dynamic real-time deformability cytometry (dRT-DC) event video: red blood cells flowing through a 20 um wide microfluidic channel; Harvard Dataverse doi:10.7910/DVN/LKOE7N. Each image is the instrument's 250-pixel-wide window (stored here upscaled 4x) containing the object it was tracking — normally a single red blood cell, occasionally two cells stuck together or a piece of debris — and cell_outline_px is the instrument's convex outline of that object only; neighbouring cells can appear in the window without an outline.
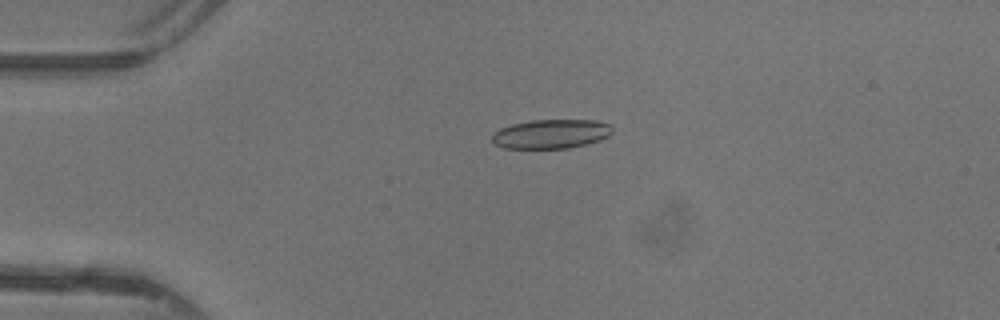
{"species": "common noctule bat (a hibernating species)", "species_latin": "Nyctalus noctula", "temperature_condition": "warm", "stored_images_in_passage": 46, "camera_frame_rate_fps": 3000, "um_per_image_px": 0.085, "animal": {"sex": "female"}, "frame": {"image": 1, "passage_image": 10, "time_ms": 3.0, "image_size_px": [1000, 320], "cell_outline_px": [[612, 132], [608, 136], [600, 140], [568, 148], [504, 148], [496, 144], [492, 140], [492, 132], [500, 128], [512, 124], [532, 120], [596, 120], [612, 124]], "centroid_in_image_um": [46.84, 11.37], "position_along_channel_um": 38.2, "area_um2": 20.46}}
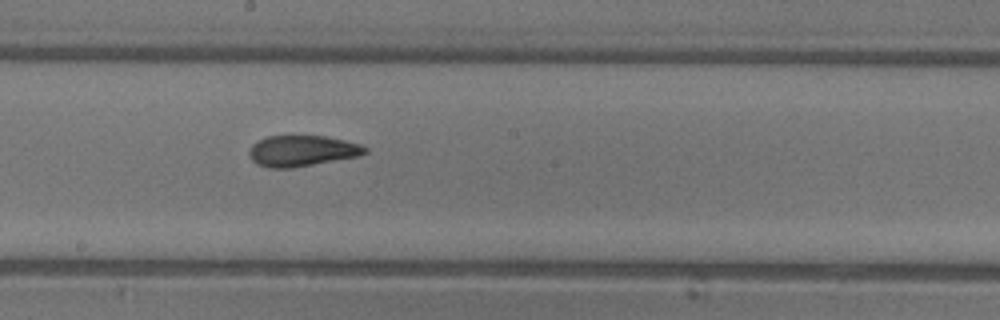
{"frame": {"image": 2, "passage_image": 25, "time_ms": 8.0, "image_size_px": [1000, 320], "cell_outline_px": [[368, 152], [360, 156], [292, 168], [268, 168], [256, 164], [252, 160], [248, 152], [252, 144], [268, 136], [324, 136], [344, 140], [360, 144], [368, 148]], "centroid_in_image_um": [25.68, 12.83], "position_along_channel_um": 222.5, "area_um2": 20.92}}
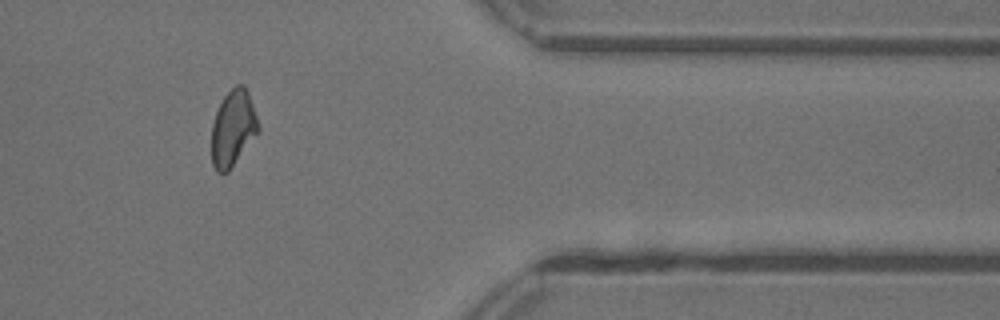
{"frame": {"image": 3, "passage_image": 38, "time_ms": 12.333, "image_size_px": [1000, 320], "cell_outline_px": [[260, 132], [228, 172], [216, 172], [212, 164], [212, 124], [216, 112], [224, 96], [236, 84], [244, 84], [248, 92], [260, 128]], "centroid_in_image_um": [19.82, 10.92], "position_along_channel_um": 391.6, "area_um2": 20.75}, "authors_computed_cell_mechanics": {"area_um2": 21.097, "velocity_mm_per_s": 4.4229, "shape_relaxation_time_tau1_ms": null, "shape_relaxation_time_tau2_ms": 1.6454, "deformation_change_tau1": null, "deformation_change_tau2": 0.0967}}